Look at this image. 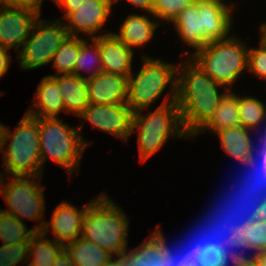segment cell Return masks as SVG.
I'll return each instance as SVG.
<instances>
[{"mask_svg":"<svg viewBox=\"0 0 266 266\" xmlns=\"http://www.w3.org/2000/svg\"><path fill=\"white\" fill-rule=\"evenodd\" d=\"M183 59L177 68L176 104L183 129L191 138L211 118L228 89L214 81L189 57ZM220 88L225 91L220 92Z\"/></svg>","mask_w":266,"mask_h":266,"instance_id":"cell-1","label":"cell"},{"mask_svg":"<svg viewBox=\"0 0 266 266\" xmlns=\"http://www.w3.org/2000/svg\"><path fill=\"white\" fill-rule=\"evenodd\" d=\"M211 208L200 223L207 231V247L213 266L249 265L253 254L245 242L243 208Z\"/></svg>","mask_w":266,"mask_h":266,"instance_id":"cell-2","label":"cell"},{"mask_svg":"<svg viewBox=\"0 0 266 266\" xmlns=\"http://www.w3.org/2000/svg\"><path fill=\"white\" fill-rule=\"evenodd\" d=\"M129 218L106 193L93 197L84 215L81 237L120 260L127 251Z\"/></svg>","mask_w":266,"mask_h":266,"instance_id":"cell-3","label":"cell"},{"mask_svg":"<svg viewBox=\"0 0 266 266\" xmlns=\"http://www.w3.org/2000/svg\"><path fill=\"white\" fill-rule=\"evenodd\" d=\"M39 141V118L25 112L14 131L3 124L0 152L5 176H42Z\"/></svg>","mask_w":266,"mask_h":266,"instance_id":"cell-4","label":"cell"},{"mask_svg":"<svg viewBox=\"0 0 266 266\" xmlns=\"http://www.w3.org/2000/svg\"><path fill=\"white\" fill-rule=\"evenodd\" d=\"M80 127H71L57 118H39V144L42 176L46 160L51 159L70 175L79 171L85 148L90 142L82 137Z\"/></svg>","mask_w":266,"mask_h":266,"instance_id":"cell-5","label":"cell"},{"mask_svg":"<svg viewBox=\"0 0 266 266\" xmlns=\"http://www.w3.org/2000/svg\"><path fill=\"white\" fill-rule=\"evenodd\" d=\"M142 67L128 77L127 105L135 113L150 108L169 85V93L164 102H176L177 97V63L155 59L148 55L142 57Z\"/></svg>","mask_w":266,"mask_h":266,"instance_id":"cell-6","label":"cell"},{"mask_svg":"<svg viewBox=\"0 0 266 266\" xmlns=\"http://www.w3.org/2000/svg\"><path fill=\"white\" fill-rule=\"evenodd\" d=\"M246 44L233 34L226 40L207 43L189 58L214 81L232 90L247 70L249 47Z\"/></svg>","mask_w":266,"mask_h":266,"instance_id":"cell-7","label":"cell"},{"mask_svg":"<svg viewBox=\"0 0 266 266\" xmlns=\"http://www.w3.org/2000/svg\"><path fill=\"white\" fill-rule=\"evenodd\" d=\"M138 131V146L141 163L158 152L166 140L190 138L184 131L176 102H164L154 111L144 114L143 110L133 114L132 133Z\"/></svg>","mask_w":266,"mask_h":266,"instance_id":"cell-8","label":"cell"},{"mask_svg":"<svg viewBox=\"0 0 266 266\" xmlns=\"http://www.w3.org/2000/svg\"><path fill=\"white\" fill-rule=\"evenodd\" d=\"M11 177V180L5 181L4 174H2L0 196L5 200L8 210H0L18 220L23 217L40 223L32 229L35 232H42L46 222L45 218L42 219L46 209L44 187L40 183L42 176ZM38 180L39 182H37ZM4 182H6L5 186Z\"/></svg>","mask_w":266,"mask_h":266,"instance_id":"cell-9","label":"cell"},{"mask_svg":"<svg viewBox=\"0 0 266 266\" xmlns=\"http://www.w3.org/2000/svg\"><path fill=\"white\" fill-rule=\"evenodd\" d=\"M62 20L48 21L38 17L31 34L17 52L21 69L33 70L51 64L56 50L69 36Z\"/></svg>","mask_w":266,"mask_h":266,"instance_id":"cell-10","label":"cell"},{"mask_svg":"<svg viewBox=\"0 0 266 266\" xmlns=\"http://www.w3.org/2000/svg\"><path fill=\"white\" fill-rule=\"evenodd\" d=\"M195 229V230H194ZM177 244L170 246L163 234V259L165 266H213L207 247V231L200 224ZM177 245V246H176Z\"/></svg>","mask_w":266,"mask_h":266,"instance_id":"cell-11","label":"cell"},{"mask_svg":"<svg viewBox=\"0 0 266 266\" xmlns=\"http://www.w3.org/2000/svg\"><path fill=\"white\" fill-rule=\"evenodd\" d=\"M134 112L127 104H89L78 116L93 128L128 142L132 133Z\"/></svg>","mask_w":266,"mask_h":266,"instance_id":"cell-12","label":"cell"},{"mask_svg":"<svg viewBox=\"0 0 266 266\" xmlns=\"http://www.w3.org/2000/svg\"><path fill=\"white\" fill-rule=\"evenodd\" d=\"M114 3L110 0H84L77 9L69 13L64 19V25L69 36L80 33L98 38L99 30H102L111 13Z\"/></svg>","mask_w":266,"mask_h":266,"instance_id":"cell-13","label":"cell"},{"mask_svg":"<svg viewBox=\"0 0 266 266\" xmlns=\"http://www.w3.org/2000/svg\"><path fill=\"white\" fill-rule=\"evenodd\" d=\"M40 15L29 8L0 6V46L19 51Z\"/></svg>","mask_w":266,"mask_h":266,"instance_id":"cell-14","label":"cell"},{"mask_svg":"<svg viewBox=\"0 0 266 266\" xmlns=\"http://www.w3.org/2000/svg\"><path fill=\"white\" fill-rule=\"evenodd\" d=\"M232 6V7H231ZM234 3L198 0L200 14V49L207 43L226 40L231 35Z\"/></svg>","mask_w":266,"mask_h":266,"instance_id":"cell-15","label":"cell"},{"mask_svg":"<svg viewBox=\"0 0 266 266\" xmlns=\"http://www.w3.org/2000/svg\"><path fill=\"white\" fill-rule=\"evenodd\" d=\"M91 202L92 200L86 206H82L83 208L78 209L73 204L62 201L54 209L51 215V221L45 222L42 233L46 236L51 229L54 235L53 239L63 245L77 240L81 237L84 215Z\"/></svg>","mask_w":266,"mask_h":266,"instance_id":"cell-16","label":"cell"},{"mask_svg":"<svg viewBox=\"0 0 266 266\" xmlns=\"http://www.w3.org/2000/svg\"><path fill=\"white\" fill-rule=\"evenodd\" d=\"M245 171L238 178L236 185L228 190L227 195L223 194L218 200L216 207L221 210L243 208L251 200L266 195V183L263 182L257 170L247 162L244 164ZM247 171V172H246ZM244 174V175H243Z\"/></svg>","mask_w":266,"mask_h":266,"instance_id":"cell-17","label":"cell"},{"mask_svg":"<svg viewBox=\"0 0 266 266\" xmlns=\"http://www.w3.org/2000/svg\"><path fill=\"white\" fill-rule=\"evenodd\" d=\"M89 104H126L128 77L101 72L87 80Z\"/></svg>","mask_w":266,"mask_h":266,"instance_id":"cell-18","label":"cell"},{"mask_svg":"<svg viewBox=\"0 0 266 266\" xmlns=\"http://www.w3.org/2000/svg\"><path fill=\"white\" fill-rule=\"evenodd\" d=\"M103 72L129 77L133 72L134 51L128 48L114 32L99 36Z\"/></svg>","mask_w":266,"mask_h":266,"instance_id":"cell-19","label":"cell"},{"mask_svg":"<svg viewBox=\"0 0 266 266\" xmlns=\"http://www.w3.org/2000/svg\"><path fill=\"white\" fill-rule=\"evenodd\" d=\"M33 98L34 106L26 113L35 118H57L65 111L57 80L52 75L44 76L38 84Z\"/></svg>","mask_w":266,"mask_h":266,"instance_id":"cell-20","label":"cell"},{"mask_svg":"<svg viewBox=\"0 0 266 266\" xmlns=\"http://www.w3.org/2000/svg\"><path fill=\"white\" fill-rule=\"evenodd\" d=\"M158 224L144 242L127 250L114 266H165L163 259V232Z\"/></svg>","mask_w":266,"mask_h":266,"instance_id":"cell-21","label":"cell"},{"mask_svg":"<svg viewBox=\"0 0 266 266\" xmlns=\"http://www.w3.org/2000/svg\"><path fill=\"white\" fill-rule=\"evenodd\" d=\"M159 25L160 22L153 14L131 13L123 21L119 33L114 34L133 51V49L146 46L153 38Z\"/></svg>","mask_w":266,"mask_h":266,"instance_id":"cell-22","label":"cell"},{"mask_svg":"<svg viewBox=\"0 0 266 266\" xmlns=\"http://www.w3.org/2000/svg\"><path fill=\"white\" fill-rule=\"evenodd\" d=\"M251 131L238 125L220 130L215 135L220 139L222 150L229 157L244 165L252 159L256 146V143L253 142L254 140L251 139Z\"/></svg>","mask_w":266,"mask_h":266,"instance_id":"cell-23","label":"cell"},{"mask_svg":"<svg viewBox=\"0 0 266 266\" xmlns=\"http://www.w3.org/2000/svg\"><path fill=\"white\" fill-rule=\"evenodd\" d=\"M52 76L57 80L65 112L77 117L89 105L87 80L73 74Z\"/></svg>","mask_w":266,"mask_h":266,"instance_id":"cell-24","label":"cell"},{"mask_svg":"<svg viewBox=\"0 0 266 266\" xmlns=\"http://www.w3.org/2000/svg\"><path fill=\"white\" fill-rule=\"evenodd\" d=\"M240 125L238 95L228 90L220 99L217 109L211 118L191 137L195 138L200 132L216 133L220 130Z\"/></svg>","mask_w":266,"mask_h":266,"instance_id":"cell-25","label":"cell"},{"mask_svg":"<svg viewBox=\"0 0 266 266\" xmlns=\"http://www.w3.org/2000/svg\"><path fill=\"white\" fill-rule=\"evenodd\" d=\"M65 249L75 266H114L118 261L107 250L82 237L66 244Z\"/></svg>","mask_w":266,"mask_h":266,"instance_id":"cell-26","label":"cell"},{"mask_svg":"<svg viewBox=\"0 0 266 266\" xmlns=\"http://www.w3.org/2000/svg\"><path fill=\"white\" fill-rule=\"evenodd\" d=\"M171 23L180 39L187 46L193 48L194 52L190 54L186 50L184 53L182 52V57L184 54H187L185 57H190L191 54L200 49L201 22L198 9V0L185 7Z\"/></svg>","mask_w":266,"mask_h":266,"instance_id":"cell-27","label":"cell"},{"mask_svg":"<svg viewBox=\"0 0 266 266\" xmlns=\"http://www.w3.org/2000/svg\"><path fill=\"white\" fill-rule=\"evenodd\" d=\"M42 232H36L30 239L28 248V266H52L65 245L45 238ZM31 261V262H30Z\"/></svg>","mask_w":266,"mask_h":266,"instance_id":"cell-28","label":"cell"},{"mask_svg":"<svg viewBox=\"0 0 266 266\" xmlns=\"http://www.w3.org/2000/svg\"><path fill=\"white\" fill-rule=\"evenodd\" d=\"M238 107L240 125L252 130L255 134L261 130L258 137L261 135L266 137V105L255 97L239 96L238 94ZM263 124H265V128L262 126Z\"/></svg>","mask_w":266,"mask_h":266,"instance_id":"cell-29","label":"cell"},{"mask_svg":"<svg viewBox=\"0 0 266 266\" xmlns=\"http://www.w3.org/2000/svg\"><path fill=\"white\" fill-rule=\"evenodd\" d=\"M91 43L87 39L80 37V48L78 57L75 63L73 75L84 80H89L97 74L103 72L101 63V54L99 49V37L91 38ZM88 71V76H83L81 71Z\"/></svg>","mask_w":266,"mask_h":266,"instance_id":"cell-30","label":"cell"},{"mask_svg":"<svg viewBox=\"0 0 266 266\" xmlns=\"http://www.w3.org/2000/svg\"><path fill=\"white\" fill-rule=\"evenodd\" d=\"M35 233L33 229H27L22 220L0 210V241L2 244L30 242Z\"/></svg>","mask_w":266,"mask_h":266,"instance_id":"cell-31","label":"cell"},{"mask_svg":"<svg viewBox=\"0 0 266 266\" xmlns=\"http://www.w3.org/2000/svg\"><path fill=\"white\" fill-rule=\"evenodd\" d=\"M80 48V37L68 36L56 50L51 64L56 75L73 74Z\"/></svg>","mask_w":266,"mask_h":266,"instance_id":"cell-32","label":"cell"},{"mask_svg":"<svg viewBox=\"0 0 266 266\" xmlns=\"http://www.w3.org/2000/svg\"><path fill=\"white\" fill-rule=\"evenodd\" d=\"M243 230L252 254L266 251V221L255 219L243 208Z\"/></svg>","mask_w":266,"mask_h":266,"instance_id":"cell-33","label":"cell"},{"mask_svg":"<svg viewBox=\"0 0 266 266\" xmlns=\"http://www.w3.org/2000/svg\"><path fill=\"white\" fill-rule=\"evenodd\" d=\"M259 45L248 50L247 72L266 80V33L260 27Z\"/></svg>","mask_w":266,"mask_h":266,"instance_id":"cell-34","label":"cell"},{"mask_svg":"<svg viewBox=\"0 0 266 266\" xmlns=\"http://www.w3.org/2000/svg\"><path fill=\"white\" fill-rule=\"evenodd\" d=\"M195 1L196 0H154L153 15L159 22L161 21V24H171L185 7L191 5Z\"/></svg>","mask_w":266,"mask_h":266,"instance_id":"cell-35","label":"cell"},{"mask_svg":"<svg viewBox=\"0 0 266 266\" xmlns=\"http://www.w3.org/2000/svg\"><path fill=\"white\" fill-rule=\"evenodd\" d=\"M28 248L29 242L2 244L0 246V266L25 265L28 262Z\"/></svg>","mask_w":266,"mask_h":266,"instance_id":"cell-36","label":"cell"},{"mask_svg":"<svg viewBox=\"0 0 266 266\" xmlns=\"http://www.w3.org/2000/svg\"><path fill=\"white\" fill-rule=\"evenodd\" d=\"M249 163L257 170L263 182L266 183V137L261 136L259 138V144H256L253 157Z\"/></svg>","mask_w":266,"mask_h":266,"instance_id":"cell-37","label":"cell"},{"mask_svg":"<svg viewBox=\"0 0 266 266\" xmlns=\"http://www.w3.org/2000/svg\"><path fill=\"white\" fill-rule=\"evenodd\" d=\"M243 208L255 219L266 221V195L251 200Z\"/></svg>","mask_w":266,"mask_h":266,"instance_id":"cell-38","label":"cell"},{"mask_svg":"<svg viewBox=\"0 0 266 266\" xmlns=\"http://www.w3.org/2000/svg\"><path fill=\"white\" fill-rule=\"evenodd\" d=\"M44 0H3L2 5L7 7H24L41 13V6Z\"/></svg>","mask_w":266,"mask_h":266,"instance_id":"cell-39","label":"cell"},{"mask_svg":"<svg viewBox=\"0 0 266 266\" xmlns=\"http://www.w3.org/2000/svg\"><path fill=\"white\" fill-rule=\"evenodd\" d=\"M84 0H54L53 2L56 3L59 8L65 11L63 14V19L71 12L77 9L78 5L83 2Z\"/></svg>","mask_w":266,"mask_h":266,"instance_id":"cell-40","label":"cell"},{"mask_svg":"<svg viewBox=\"0 0 266 266\" xmlns=\"http://www.w3.org/2000/svg\"><path fill=\"white\" fill-rule=\"evenodd\" d=\"M119 0H115L118 3ZM130 3L134 8L153 14L154 0H124Z\"/></svg>","mask_w":266,"mask_h":266,"instance_id":"cell-41","label":"cell"},{"mask_svg":"<svg viewBox=\"0 0 266 266\" xmlns=\"http://www.w3.org/2000/svg\"><path fill=\"white\" fill-rule=\"evenodd\" d=\"M10 49L0 46V78L3 77L10 66Z\"/></svg>","mask_w":266,"mask_h":266,"instance_id":"cell-42","label":"cell"},{"mask_svg":"<svg viewBox=\"0 0 266 266\" xmlns=\"http://www.w3.org/2000/svg\"><path fill=\"white\" fill-rule=\"evenodd\" d=\"M52 266H75L74 263L71 260L70 254L64 249L55 262L52 264Z\"/></svg>","mask_w":266,"mask_h":266,"instance_id":"cell-43","label":"cell"},{"mask_svg":"<svg viewBox=\"0 0 266 266\" xmlns=\"http://www.w3.org/2000/svg\"><path fill=\"white\" fill-rule=\"evenodd\" d=\"M249 266H266V251L254 253Z\"/></svg>","mask_w":266,"mask_h":266,"instance_id":"cell-44","label":"cell"},{"mask_svg":"<svg viewBox=\"0 0 266 266\" xmlns=\"http://www.w3.org/2000/svg\"><path fill=\"white\" fill-rule=\"evenodd\" d=\"M260 27L266 33V22L262 23Z\"/></svg>","mask_w":266,"mask_h":266,"instance_id":"cell-45","label":"cell"},{"mask_svg":"<svg viewBox=\"0 0 266 266\" xmlns=\"http://www.w3.org/2000/svg\"><path fill=\"white\" fill-rule=\"evenodd\" d=\"M3 123L0 122V142H1V132H2Z\"/></svg>","mask_w":266,"mask_h":266,"instance_id":"cell-46","label":"cell"},{"mask_svg":"<svg viewBox=\"0 0 266 266\" xmlns=\"http://www.w3.org/2000/svg\"><path fill=\"white\" fill-rule=\"evenodd\" d=\"M208 1H217V2H220V3H225L226 1L224 0H208Z\"/></svg>","mask_w":266,"mask_h":266,"instance_id":"cell-47","label":"cell"}]
</instances>
